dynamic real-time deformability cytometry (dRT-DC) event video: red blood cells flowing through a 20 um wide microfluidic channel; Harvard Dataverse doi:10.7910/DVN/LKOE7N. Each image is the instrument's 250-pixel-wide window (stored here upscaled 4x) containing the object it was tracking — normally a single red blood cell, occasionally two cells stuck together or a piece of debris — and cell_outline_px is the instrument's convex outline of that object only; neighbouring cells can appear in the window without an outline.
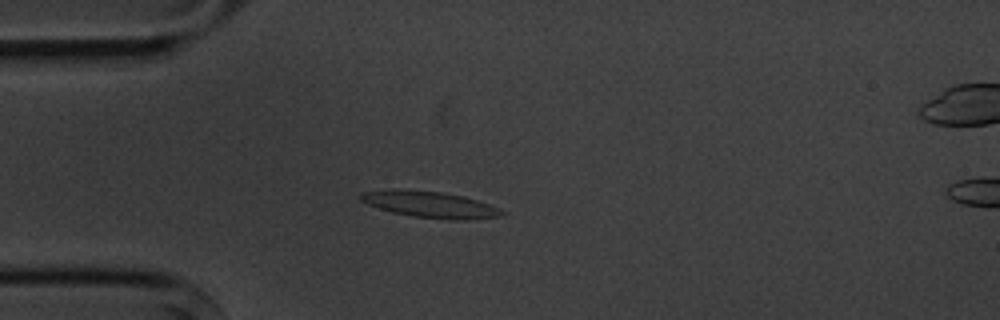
{"species": "common noctule bat (a hibernating species)", "species_latin": "Nyctalus noctula", "temperature_condition": "cold", "stored_images_in_passage": 2, "camera_frame_rate_fps": 3000, "um_per_image_px": 0.085, "animal": {"sex": "male", "body_mass_g": 20.1, "forearm_length_mm": 53.5}, "frame": {"image": 1, "passage_image": 1, "time_ms": 0.0, "image_size_px": [1000, 320], "cell_outline_px": [[504, 212], [500, 216], [468, 220], [452, 220], [412, 216], [392, 212], [368, 204], [360, 200], [360, 192], [392, 188], [440, 192], [464, 196], [500, 208]], "centroid_in_image_um": [36.52, 17.37], "position_along_channel_um": 48.5, "area_um2": 21.62}}